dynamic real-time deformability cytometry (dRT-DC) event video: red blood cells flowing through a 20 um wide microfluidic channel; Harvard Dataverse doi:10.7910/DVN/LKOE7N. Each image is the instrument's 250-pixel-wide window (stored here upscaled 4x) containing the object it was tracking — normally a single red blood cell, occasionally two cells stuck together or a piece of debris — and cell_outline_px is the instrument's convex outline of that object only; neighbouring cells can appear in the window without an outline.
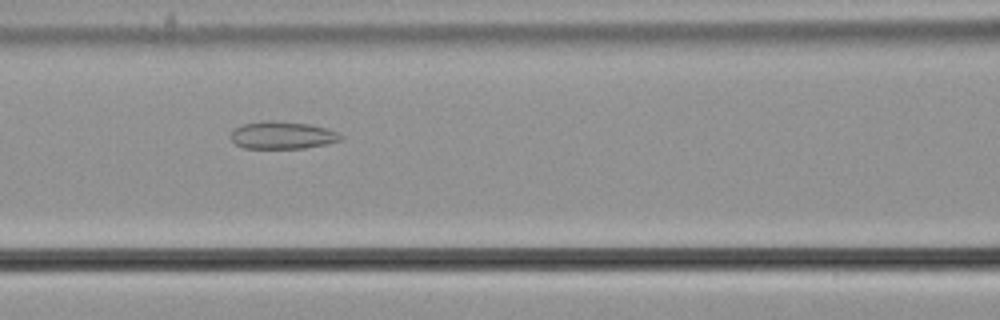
{"species": "common noctule bat (a hibernating species)", "species_latin": "Nyctalus noctula", "temperature_condition": "cold", "stored_images_in_passage": 36, "camera_frame_rate_fps": 3000, "um_per_image_px": 0.085, "animal": {"sex": "male", "body_mass_g": 21.5, "forearm_length_mm": 52.0}, "frame": {"image": 1, "passage_image": 10, "time_ms": 3.0, "image_size_px": [1000, 320], "cell_outline_px": [[344, 140], [328, 144], [304, 148], [244, 148], [236, 144], [228, 136], [236, 128], [244, 124], [260, 120], [276, 120], [308, 124], [328, 128], [344, 136]], "centroid_in_image_um": [24.03, 11.49], "position_along_channel_um": 142.6, "area_um2": 17.86}}
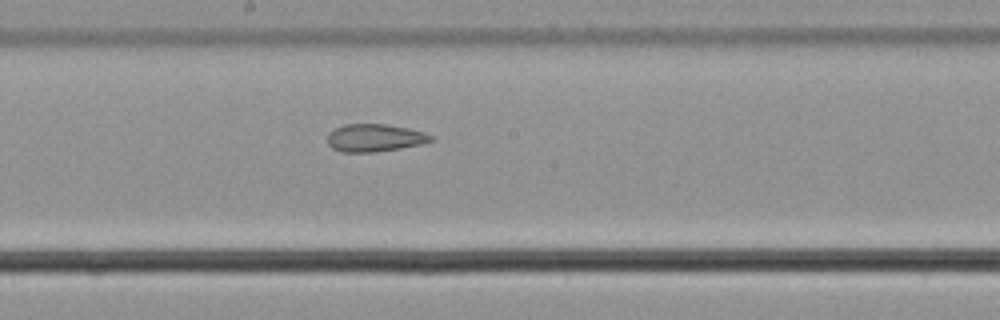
{"frame": {"image": 2, "passage_image": 16, "time_ms": 5.0, "image_size_px": [1000, 320], "cell_outline_px": [[436, 140], [424, 144], [376, 152], [340, 152], [332, 148], [328, 144], [328, 132], [344, 124], [388, 124], [408, 128], [424, 132], [432, 136]], "centroid_in_image_um": [31.87, 11.72], "position_along_channel_um": 216.3, "area_um2": 16.88}}
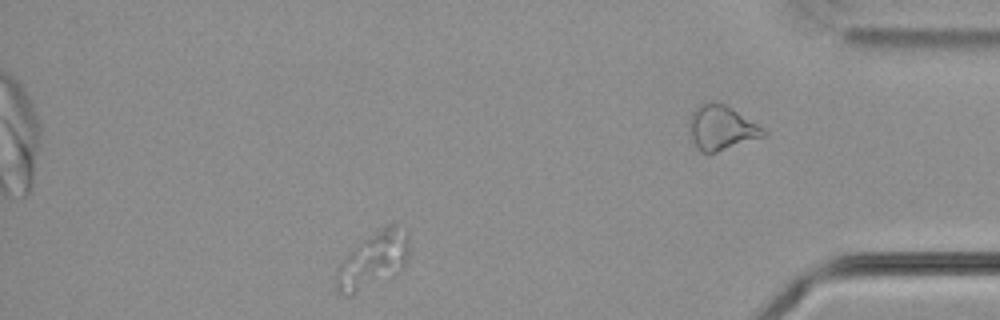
{"frame": {"image": 3, "passage_image": 29, "time_ms": 9.333, "image_size_px": [1000, 320], "cell_outline_px": [[408, 260], [404, 268], [396, 276], [348, 296], [336, 296], [336, 268], [348, 252], [356, 244], [392, 220], [396, 220], [408, 232]], "centroid_in_image_um": [31.74, 22.09], "position_along_channel_um": 403.5, "area_um2": 25.03}, "authors_computed_cell_mechanics": {"area_um2": 18.0914, "velocity_mm_per_s": 3.6973, "shape_relaxation_time_tau1_ms": null, "shape_relaxation_time_tau2_ms": 3.0013, "deformation_change_tau1": null, "deformation_change_tau2": 0.112}}